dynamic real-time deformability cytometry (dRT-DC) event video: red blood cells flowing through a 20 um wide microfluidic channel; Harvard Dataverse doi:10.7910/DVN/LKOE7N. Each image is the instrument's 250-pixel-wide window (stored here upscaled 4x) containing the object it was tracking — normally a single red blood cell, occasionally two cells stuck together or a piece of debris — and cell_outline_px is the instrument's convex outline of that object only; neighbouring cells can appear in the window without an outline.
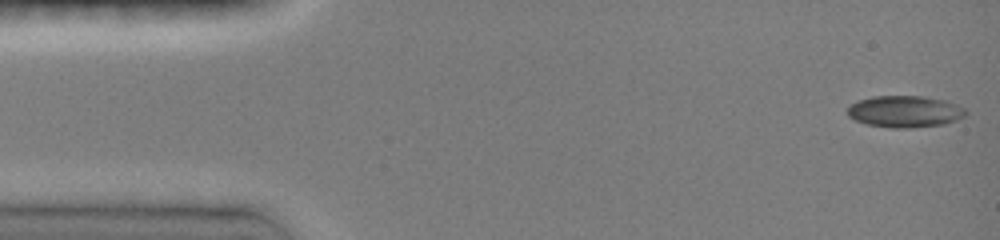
{"species": "common noctule bat (a hibernating species)", "species_latin": "Nyctalus noctula", "temperature_condition": "room temperature", "stored_images_in_passage": 42, "camera_frame_rate_fps": 3000, "um_per_image_px": 0.085, "animal": {"sex": "female", "body_mass_g": 19.0, "forearm_length_mm": 51.5}, "frame": {"image": 1, "passage_image": 1, "time_ms": 0.0, "image_size_px": [1000, 240], "cell_outline_px": [[968, 112], [964, 116], [956, 120], [944, 124], [912, 128], [892, 128], [868, 124], [856, 120], [848, 116], [848, 108], [852, 104], [860, 100], [872, 96], [924, 96], [944, 100], [956, 104], [964, 108]], "centroid_in_image_um": [76.94, 9.48], "position_along_channel_um": 8.1, "area_um2": 21.73}}
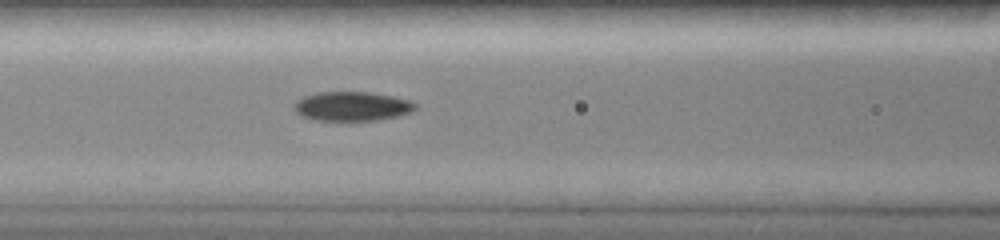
{"frame": {"image": 2, "passage_image": 23, "time_ms": 6.0, "image_size_px": [1000, 240], "cell_outline_px": [[416, 108], [412, 112], [396, 116], [376, 120], [312, 120], [300, 116], [292, 108], [296, 100], [304, 96], [316, 92], [368, 92], [392, 96], [412, 100], [416, 104]], "centroid_in_image_um": [29.89, 9.03], "position_along_channel_um": 136.7, "area_um2": 20.81}}
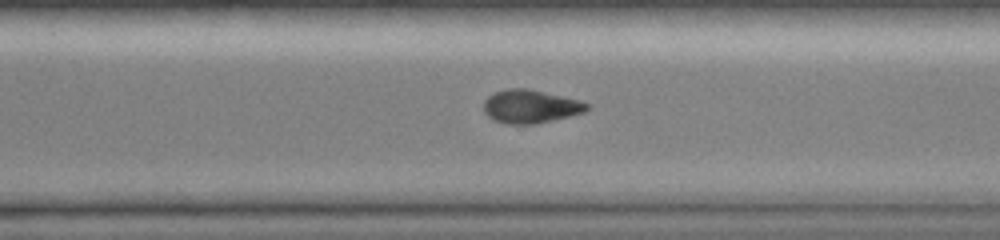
{"frame": {"image": 3, "passage_image": 38, "time_ms": 10.667, "image_size_px": [1000, 240], "cell_outline_px": [[588, 108], [584, 112], [536, 124], [508, 124], [492, 120], [484, 112], [484, 100], [488, 96], [496, 92], [508, 88], [528, 88], [580, 100], [588, 104]], "centroid_in_image_um": [45.06, 9.05], "position_along_channel_um": 325.5, "area_um2": 20.0}}